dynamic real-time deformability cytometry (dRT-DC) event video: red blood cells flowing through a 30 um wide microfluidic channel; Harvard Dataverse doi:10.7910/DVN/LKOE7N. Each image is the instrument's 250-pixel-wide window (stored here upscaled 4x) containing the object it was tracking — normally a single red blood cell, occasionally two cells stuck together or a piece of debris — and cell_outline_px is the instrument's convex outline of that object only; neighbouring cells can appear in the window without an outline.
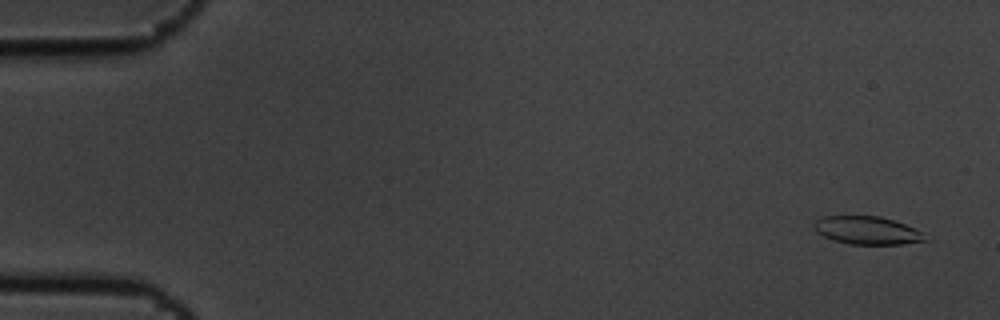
{"species": "common noctule bat (a hibernating species)", "species_latin": "Nyctalus noctula", "temperature_condition": "cold", "stored_images_in_passage": 5, "camera_frame_rate_fps": 3000, "um_per_image_px": 0.085, "animal": {"sex": "male", "body_mass_g": 19.5, "forearm_length_mm": 54.6}, "frame": {"image": 1, "passage_image": 1, "time_ms": 0.0, "image_size_px": [1000, 320], "cell_outline_px": [[932, 240], [900, 244], [848, 244], [832, 240], [816, 232], [812, 228], [812, 224], [816, 220], [824, 216], [880, 216], [916, 228], [932, 236]], "centroid_in_image_um": [73.77, 19.59], "position_along_channel_um": 11.2, "area_um2": 18.55}}